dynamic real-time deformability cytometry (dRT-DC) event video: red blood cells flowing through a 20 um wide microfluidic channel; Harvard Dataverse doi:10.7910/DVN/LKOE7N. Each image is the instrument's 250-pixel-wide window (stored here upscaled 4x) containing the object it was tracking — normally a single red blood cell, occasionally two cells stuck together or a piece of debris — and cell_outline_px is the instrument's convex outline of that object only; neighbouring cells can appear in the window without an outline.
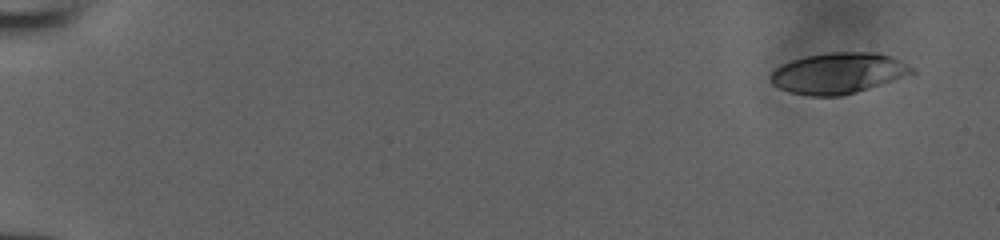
{"species": "human", "species_latin": "Homo sapiens", "temperature_condition": "room temperature", "stored_images_in_passage": 50, "camera_frame_rate_fps": 3000, "um_per_image_px": 0.085, "donor": {"sex": "male"}, "frame": {"image": 1, "passage_image": 1, "time_ms": 0.0, "image_size_px": [1000, 240], "cell_outline_px": [[916, 72], [856, 92], [840, 96], [808, 96], [788, 92], [772, 84], [768, 76], [776, 68], [792, 60], [808, 56], [832, 52], [876, 52], [892, 56], [916, 68]], "centroid_in_image_um": [71.25, 6.22], "position_along_channel_um": 13.8, "area_um2": 33.52}}
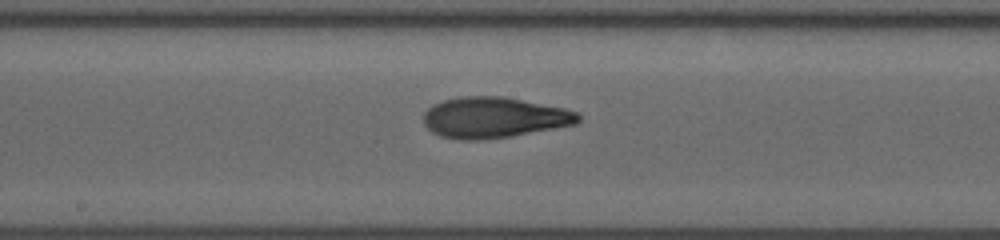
{"frame": {"image": 2, "passage_image": 28, "time_ms": 9.0, "image_size_px": [1000, 240], "cell_outline_px": [[580, 120], [576, 124], [512, 136], [480, 140], [456, 140], [440, 136], [432, 132], [424, 124], [424, 112], [432, 104], [444, 100], [460, 96], [500, 96], [564, 108], [576, 112], [580, 116]], "centroid_in_image_um": [41.95, 10.0], "position_along_channel_um": 206.3, "area_um2": 36.76}}
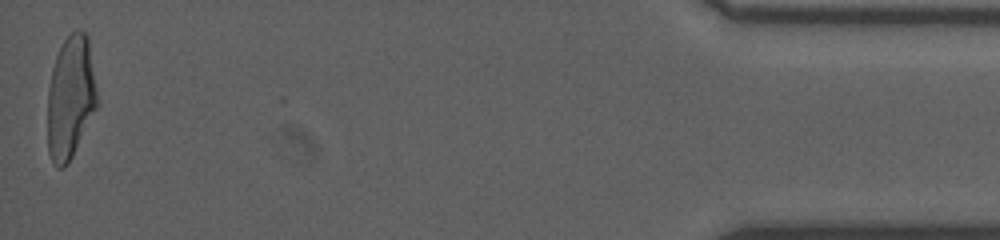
{"frame": {"image": 3, "passage_image": 50, "time_ms": 16.333, "image_size_px": [1000, 240], "cell_outline_px": [[96, 108], [68, 164], [64, 168], [56, 168], [52, 164], [48, 152], [48, 88], [52, 68], [56, 56], [64, 40], [76, 28], [80, 28], [88, 36], [96, 88]], "centroid_in_image_um": [5.97, 8.29], "position_along_channel_um": 429.2, "area_um2": 35.37}}